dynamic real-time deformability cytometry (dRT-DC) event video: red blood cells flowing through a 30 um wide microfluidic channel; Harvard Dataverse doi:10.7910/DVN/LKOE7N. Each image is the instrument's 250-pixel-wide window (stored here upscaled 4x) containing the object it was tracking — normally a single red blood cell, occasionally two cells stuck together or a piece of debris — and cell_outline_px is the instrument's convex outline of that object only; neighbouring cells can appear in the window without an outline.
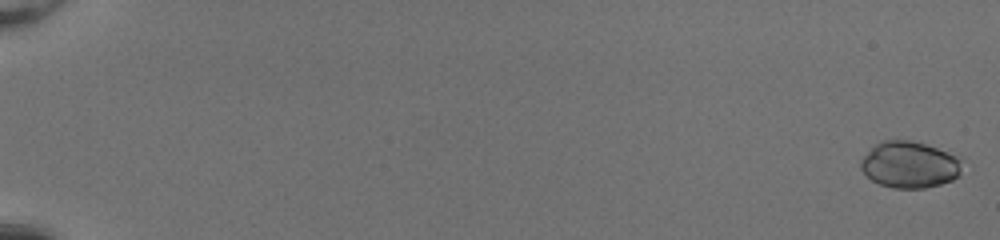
{"species": "common noctule bat (a hibernating species)", "species_latin": "Nyctalus noctula", "temperature_condition": "room temperature", "stored_images_in_passage": 54, "camera_frame_rate_fps": 3000, "um_per_image_px": 0.085, "animal": {"sex": "female", "body_mass_g": 20.0, "forearm_length_mm": 54.0}, "frame": {"image": 1, "passage_image": 2, "time_ms": 0.333, "image_size_px": [1000, 240], "cell_outline_px": [[960, 172], [952, 180], [940, 184], [924, 188], [892, 188], [880, 184], [872, 180], [860, 168], [860, 160], [880, 140], [912, 140], [936, 148], [956, 156], [960, 160]], "centroid_in_image_um": [77.27, 14.0], "position_along_channel_um": 7.7, "area_um2": 27.11}}
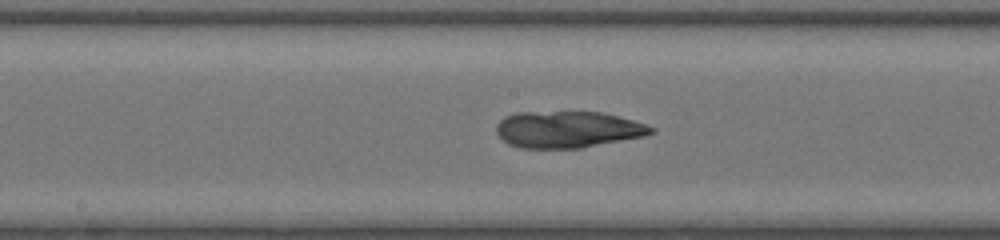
{"frame": {"image": 2, "passage_image": 32, "time_ms": 10.333, "image_size_px": [1000, 240], "cell_outline_px": [[656, 132], [644, 136], [584, 148], [520, 148], [508, 144], [496, 132], [496, 124], [504, 116], [516, 112], [600, 112], [632, 120], [656, 128]], "centroid_in_image_um": [48.25, 11.01], "position_along_channel_um": 200.0, "area_um2": 33.12}}
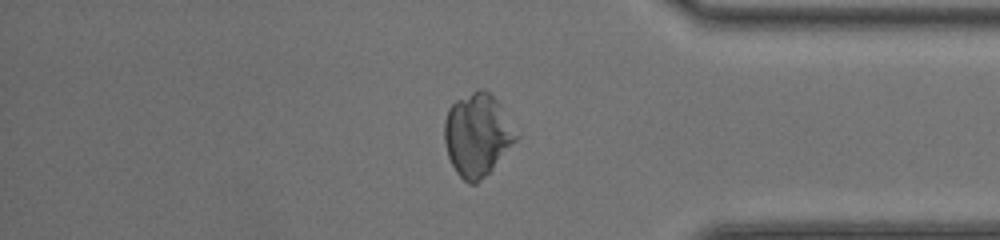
{"frame": {"image": 3, "passage_image": 47, "time_ms": 15.333, "image_size_px": [1000, 240], "cell_outline_px": [[520, 136], [492, 168], [476, 184], [468, 184], [456, 172], [448, 156], [444, 140], [444, 120], [448, 108], [456, 100], [480, 88], [484, 88], [500, 104]], "centroid_in_image_um": [40.56, 11.45], "position_along_channel_um": 394.6, "area_um2": 34.33}}